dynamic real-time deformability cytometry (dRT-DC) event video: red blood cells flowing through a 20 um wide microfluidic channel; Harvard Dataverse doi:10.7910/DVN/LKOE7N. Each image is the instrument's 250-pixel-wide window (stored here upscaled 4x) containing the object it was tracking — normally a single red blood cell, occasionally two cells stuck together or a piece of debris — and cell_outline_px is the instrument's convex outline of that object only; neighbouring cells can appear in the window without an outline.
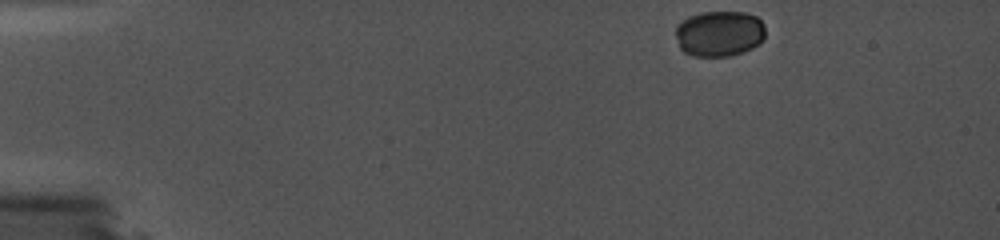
{"species": "common noctule bat (a hibernating species)", "species_latin": "Nyctalus noctula", "temperature_condition": "cold", "stored_images_in_passage": 60, "camera_frame_rate_fps": 5000, "um_per_image_px": 0.085, "animal": {"sex": "female", "body_mass_g": 19.0, "forearm_length_mm": 56.7}, "frame": {"image": 1, "passage_image": 1, "time_ms": 0.0, "image_size_px": [1000, 240], "cell_outline_px": [[764, 40], [760, 44], [744, 52], [728, 56], [692, 56], [684, 52], [680, 48], [676, 36], [676, 28], [688, 16], [700, 12], [748, 12], [756, 16], [764, 24]], "centroid_in_image_um": [61.17, 2.85], "position_along_channel_um": 23.8, "area_um2": 24.1}}
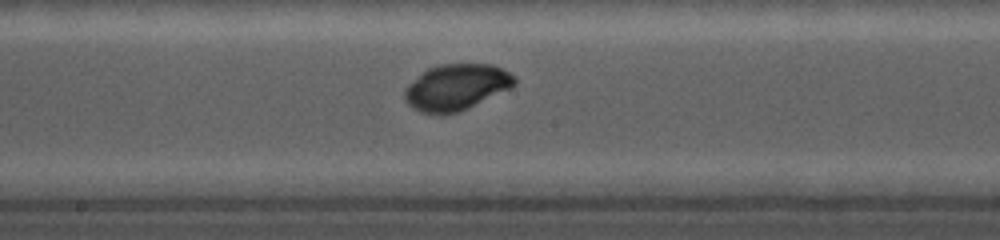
{"frame": {"image": 2, "passage_image": 39, "time_ms": 7.6, "image_size_px": [1000, 240], "cell_outline_px": [[516, 84], [508, 88], [456, 112], [440, 116], [420, 112], [412, 108], [404, 100], [404, 88], [408, 84], [428, 68], [440, 64], [492, 64], [504, 68], [516, 76]], "centroid_in_image_um": [38.74, 7.4], "position_along_channel_um": 209.5, "area_um2": 29.36}}
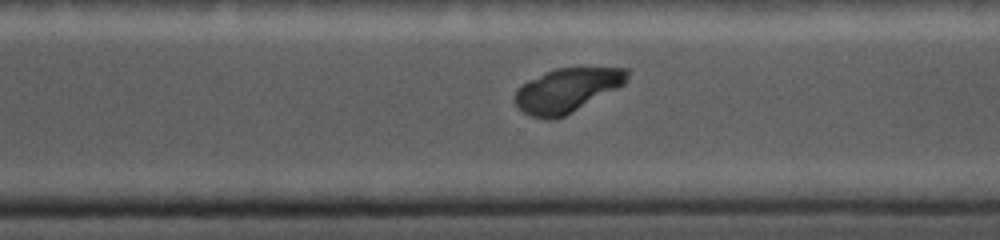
{"frame": {"image": 3, "passage_image": 54, "time_ms": 10.6, "image_size_px": [1000, 240], "cell_outline_px": [[628, 80], [624, 84], [564, 116], [556, 120], [544, 120], [532, 116], [524, 112], [512, 100], [516, 88], [528, 80], [556, 68], [628, 68]], "centroid_in_image_um": [48.14, 7.68], "position_along_channel_um": 322.5, "area_um2": 28.61}}